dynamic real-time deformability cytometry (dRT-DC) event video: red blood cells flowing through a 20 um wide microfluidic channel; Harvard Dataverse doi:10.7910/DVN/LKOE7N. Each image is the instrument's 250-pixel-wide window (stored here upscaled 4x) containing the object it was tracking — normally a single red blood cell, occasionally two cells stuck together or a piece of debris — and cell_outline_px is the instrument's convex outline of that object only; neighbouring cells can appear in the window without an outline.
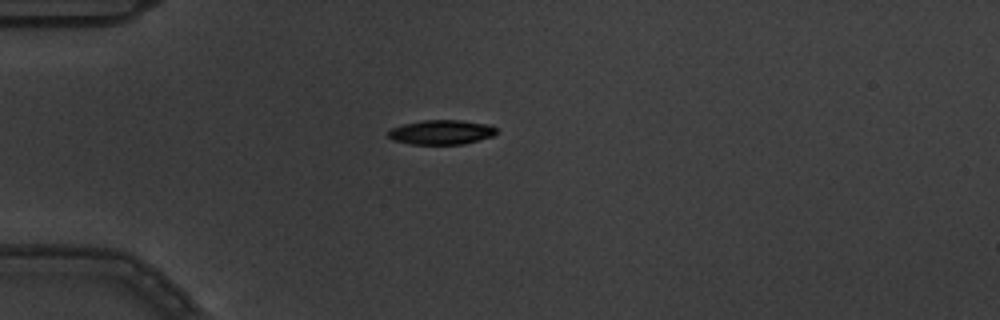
{"species": "common noctule bat (a hibernating species)", "species_latin": "Nyctalus noctula", "temperature_condition": "warm", "stored_images_in_passage": 1, "camera_frame_rate_fps": 3000, "um_per_image_px": 0.085, "animal": {"sex": "male", "body_mass_g": 19.5, "forearm_length_mm": 54.6}, "frame": {"image": 1, "passage_image": 1, "time_ms": 0.0, "image_size_px": [1000, 320], "cell_outline_px": [[496, 132], [492, 136], [464, 144], [412, 144], [392, 140], [388, 136], [388, 132], [392, 128], [404, 124], [424, 120], [460, 120], [492, 124], [496, 128]], "centroid_in_image_um": [37.54, 11.23], "position_along_channel_um": 47.5, "area_um2": 15.43}}